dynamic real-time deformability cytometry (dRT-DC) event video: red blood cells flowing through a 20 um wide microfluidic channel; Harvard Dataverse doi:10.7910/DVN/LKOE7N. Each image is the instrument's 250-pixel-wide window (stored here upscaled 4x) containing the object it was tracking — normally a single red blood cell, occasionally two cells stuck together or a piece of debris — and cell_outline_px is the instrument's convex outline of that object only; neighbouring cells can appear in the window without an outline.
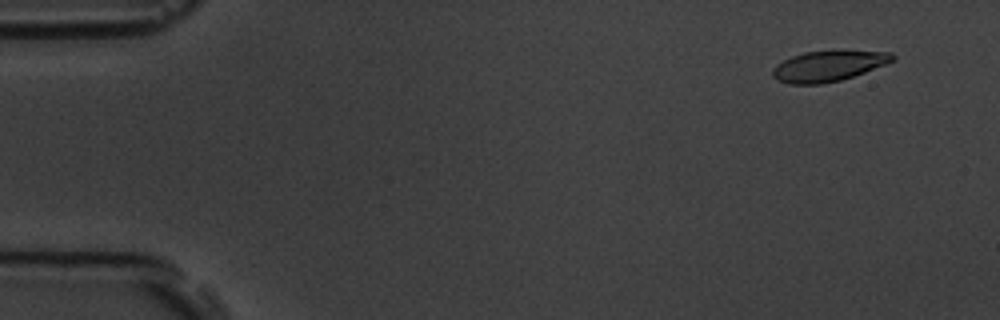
{"species": "common noctule bat (a hibernating species)", "species_latin": "Nyctalus noctula", "temperature_condition": "room temperature", "stored_images_in_passage": 54, "camera_frame_rate_fps": 3000, "um_per_image_px": 0.085, "animal": {"sex": "male", "body_mass_g": 19.5, "forearm_length_mm": 54.6}, "frame": {"image": 1, "passage_image": 4, "time_ms": 1.0, "image_size_px": [1000, 320], "cell_outline_px": [[896, 60], [864, 72], [840, 80], [820, 84], [788, 84], [776, 80], [772, 76], [772, 68], [776, 64], [792, 56], [804, 52], [892, 52], [896, 56]], "centroid_in_image_um": [70.35, 5.64], "position_along_channel_um": 14.6, "area_um2": 20.92}}
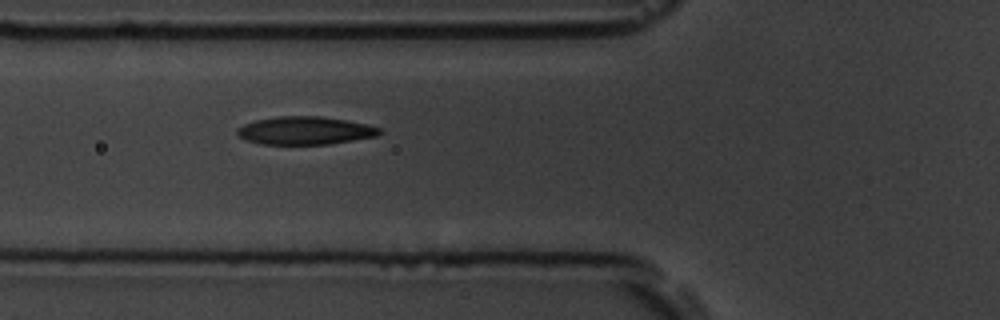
{"frame": {"image": 2, "passage_image": 20, "time_ms": 6.333, "image_size_px": [1000, 320], "cell_outline_px": [[384, 132], [376, 136], [328, 144], [260, 144], [244, 140], [236, 132], [236, 128], [244, 124], [256, 120], [276, 116], [320, 116], [344, 120], [364, 124], [380, 128]], "centroid_in_image_um": [25.88, 11.1], "position_along_channel_um": 99.9, "area_um2": 23.12}}
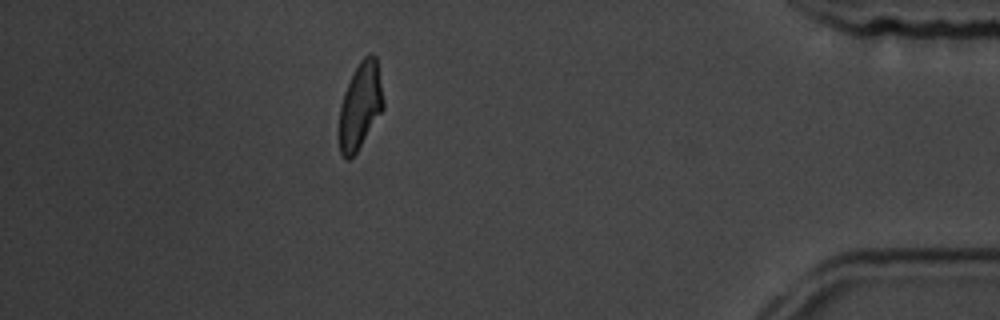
{"frame": {"image": 3, "passage_image": 48, "time_ms": 15.667, "image_size_px": [1000, 320], "cell_outline_px": [[384, 108], [356, 152], [348, 160], [344, 160], [340, 152], [340, 104], [344, 92], [352, 72], [360, 60], [368, 52], [372, 52], [376, 56], [384, 100]], "centroid_in_image_um": [30.63, 8.93], "position_along_channel_um": 404.6, "area_um2": 22.25}, "authors_computed_cell_mechanics": {"area_um2": 22.8888, "velocity_mm_per_s": 3.7607, "shape_relaxation_time_tau1_ms": 3.6716, "shape_relaxation_time_tau2_ms": 2.2067, "deformation_change_tau1": 0.1477, "deformation_change_tau2": 0.087}}